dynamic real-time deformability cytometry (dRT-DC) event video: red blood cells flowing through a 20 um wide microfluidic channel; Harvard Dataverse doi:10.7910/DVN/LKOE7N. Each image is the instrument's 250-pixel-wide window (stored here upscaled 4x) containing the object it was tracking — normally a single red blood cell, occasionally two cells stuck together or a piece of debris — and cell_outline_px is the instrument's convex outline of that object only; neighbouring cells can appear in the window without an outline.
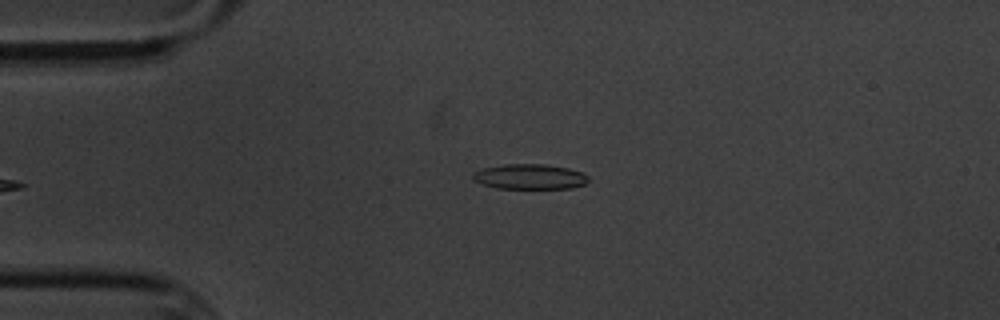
{"species": "common noctule bat (a hibernating species)", "species_latin": "Nyctalus noctula", "temperature_condition": "cold", "stored_images_in_passage": 5, "camera_frame_rate_fps": 3000, "um_per_image_px": 0.085, "animal": {"sex": "male", "body_mass_g": 20.1, "forearm_length_mm": 53.5}, "frame": {"image": 1, "passage_image": 5, "time_ms": 5.667, "image_size_px": [1000, 320], "cell_outline_px": [[588, 180], [584, 184], [572, 188], [496, 188], [472, 180], [472, 172], [484, 168], [504, 164], [548, 164], [568, 168], [584, 172], [588, 176]], "centroid_in_image_um": [45.04, 15.01], "position_along_channel_um": 40.0, "area_um2": 16.99}}